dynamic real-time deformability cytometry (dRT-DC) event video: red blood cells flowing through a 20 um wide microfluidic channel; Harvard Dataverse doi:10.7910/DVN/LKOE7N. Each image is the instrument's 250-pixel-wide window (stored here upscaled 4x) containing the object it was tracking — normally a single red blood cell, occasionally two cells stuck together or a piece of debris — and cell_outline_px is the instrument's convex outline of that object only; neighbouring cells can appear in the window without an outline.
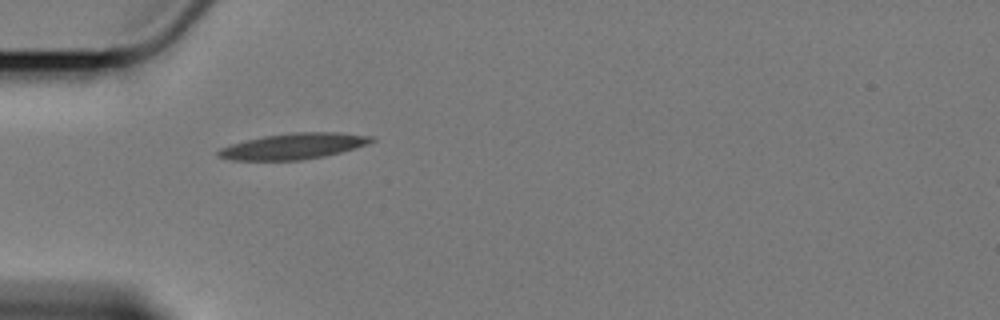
{"species": "Egyptian fruit bat (a non-hibernating species)", "species_latin": "Rousettus aegyptiacus", "temperature_condition": "cold", "stored_images_in_passage": 41, "camera_frame_rate_fps": 3000, "um_per_image_px": 0.085, "animal": {"sex": "female"}, "frame": {"image": 1, "passage_image": 1, "time_ms": 0.0, "image_size_px": [1000, 320], "cell_outline_px": [[376, 140], [368, 144], [340, 152], [324, 156], [300, 160], [232, 160], [216, 156], [216, 152], [220, 148], [232, 144], [264, 136], [292, 132], [340, 132], [376, 136]], "centroid_in_image_um": [24.99, 12.42], "position_along_channel_um": 60.0, "area_um2": 23.12}}
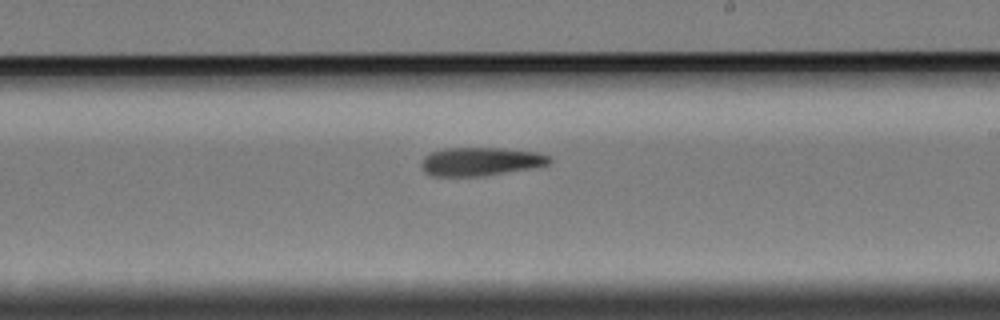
{"frame": {"image": 2, "passage_image": 18, "time_ms": 5.667, "image_size_px": [1000, 320], "cell_outline_px": [[552, 164], [536, 168], [484, 176], [432, 176], [424, 172], [420, 168], [420, 164], [424, 156], [432, 152], [444, 148], [500, 148], [536, 152], [552, 156]], "centroid_in_image_um": [40.89, 13.74], "position_along_channel_um": 248.1, "area_um2": 21.68}}
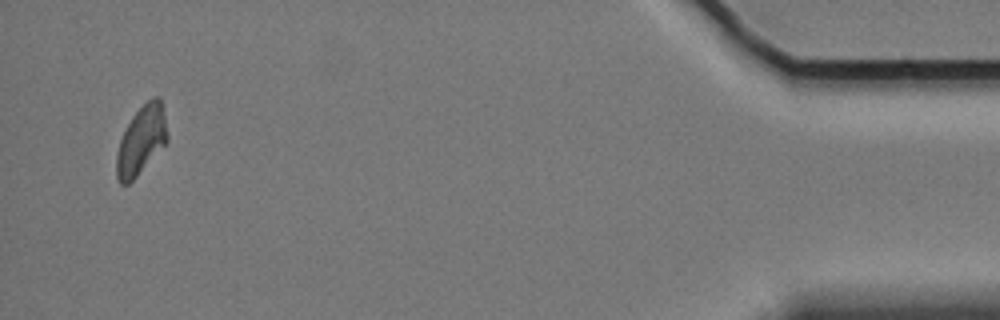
{"frame": {"image": 3, "passage_image": 40, "time_ms": 13.0, "image_size_px": [1000, 320], "cell_outline_px": [[168, 140], [136, 176], [128, 184], [120, 184], [116, 176], [116, 156], [120, 140], [132, 116], [152, 96], [160, 96], [168, 136]], "centroid_in_image_um": [12.0, 11.92], "position_along_channel_um": 423.2, "area_um2": 19.83}}